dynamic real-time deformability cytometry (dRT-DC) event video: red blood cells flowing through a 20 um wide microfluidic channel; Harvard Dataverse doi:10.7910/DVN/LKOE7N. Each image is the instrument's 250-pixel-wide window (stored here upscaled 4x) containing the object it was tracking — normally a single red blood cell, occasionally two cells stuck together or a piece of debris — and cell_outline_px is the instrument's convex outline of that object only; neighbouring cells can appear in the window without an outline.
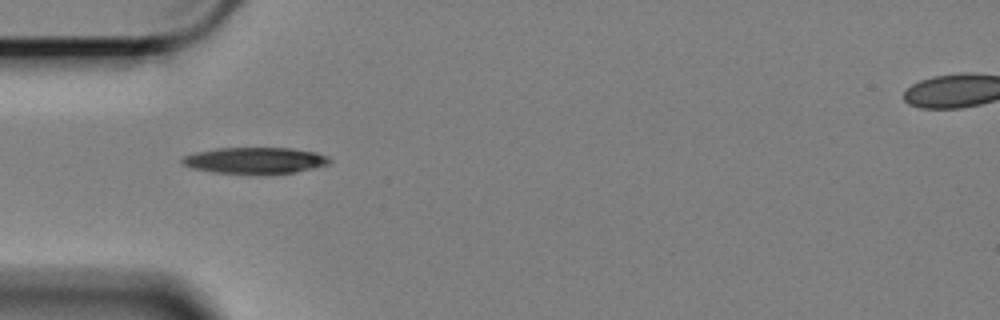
{"species": "Egyptian fruit bat (a non-hibernating species)", "species_latin": "Rousettus aegyptiacus", "temperature_condition": "cold", "stored_images_in_passage": 15, "camera_frame_rate_fps": 3000, "um_per_image_px": 0.085, "animal": {"sex": "female"}, "frame": {"image": 1, "passage_image": 1, "time_ms": 0.0, "image_size_px": [1000, 320], "cell_outline_px": [[332, 160], [328, 164], [312, 168], [292, 172], [212, 172], [192, 168], [180, 164], [180, 160], [184, 156], [196, 152], [216, 148], [292, 148], [316, 152], [328, 156]], "centroid_in_image_um": [21.64, 13.6], "position_along_channel_um": 63.4, "area_um2": 22.02}}
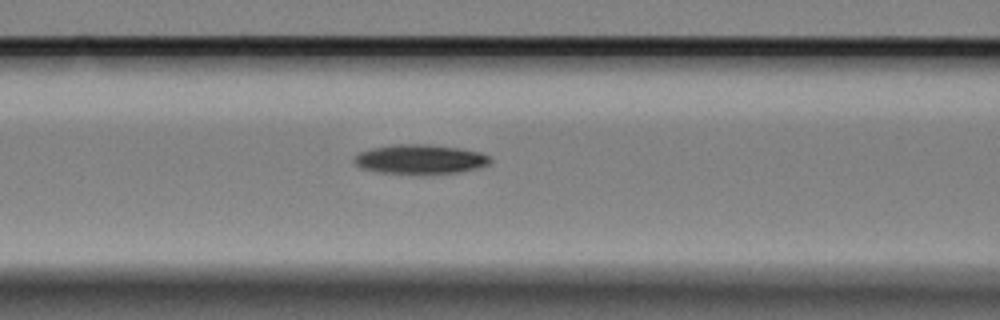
{"frame": {"image": 2, "passage_image": 7, "time_ms": 2.0, "image_size_px": [1000, 320], "cell_outline_px": [[492, 160], [488, 164], [476, 168], [456, 172], [380, 172], [360, 168], [352, 160], [352, 156], [360, 152], [372, 148], [392, 144], [428, 144], [456, 148], [480, 152], [488, 156]], "centroid_in_image_um": [35.64, 13.5], "position_along_channel_um": 131.0, "area_um2": 22.66}}
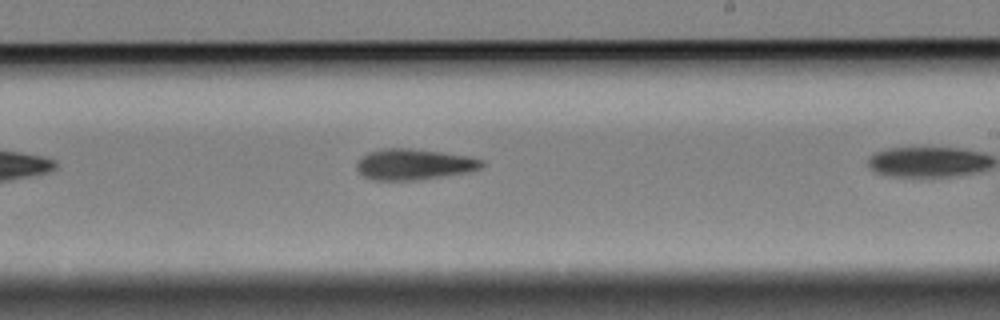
{"frame": {"image": 3, "passage_image": 14, "time_ms": 4.333, "image_size_px": [1000, 320], "cell_outline_px": [[484, 164], [480, 168], [472, 172], [416, 180], [372, 180], [364, 176], [356, 168], [356, 164], [368, 152], [380, 148], [408, 148], [440, 152], [468, 156], [484, 160]], "centroid_in_image_um": [35.21, 13.97], "position_along_channel_um": 253.8, "area_um2": 22.54}}